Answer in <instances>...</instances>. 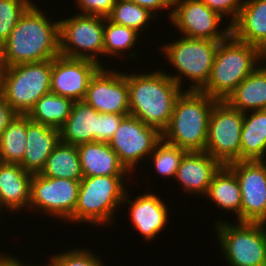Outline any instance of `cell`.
Instances as JSON below:
<instances>
[{
  "label": "cell",
  "mask_w": 266,
  "mask_h": 266,
  "mask_svg": "<svg viewBox=\"0 0 266 266\" xmlns=\"http://www.w3.org/2000/svg\"><path fill=\"white\" fill-rule=\"evenodd\" d=\"M35 4L20 18L1 46L3 67L52 60L59 52V21L49 22Z\"/></svg>",
  "instance_id": "cell-1"
},
{
  "label": "cell",
  "mask_w": 266,
  "mask_h": 266,
  "mask_svg": "<svg viewBox=\"0 0 266 266\" xmlns=\"http://www.w3.org/2000/svg\"><path fill=\"white\" fill-rule=\"evenodd\" d=\"M129 115L161 133L170 123L174 103L182 88L167 73L156 72L127 75Z\"/></svg>",
  "instance_id": "cell-2"
},
{
  "label": "cell",
  "mask_w": 266,
  "mask_h": 266,
  "mask_svg": "<svg viewBox=\"0 0 266 266\" xmlns=\"http://www.w3.org/2000/svg\"><path fill=\"white\" fill-rule=\"evenodd\" d=\"M217 101L202 91H182L162 138L187 152L205 151L209 117Z\"/></svg>",
  "instance_id": "cell-3"
},
{
  "label": "cell",
  "mask_w": 266,
  "mask_h": 266,
  "mask_svg": "<svg viewBox=\"0 0 266 266\" xmlns=\"http://www.w3.org/2000/svg\"><path fill=\"white\" fill-rule=\"evenodd\" d=\"M261 60L259 48L241 42L231 34L219 42L209 80L201 91L218 101H225Z\"/></svg>",
  "instance_id": "cell-4"
},
{
  "label": "cell",
  "mask_w": 266,
  "mask_h": 266,
  "mask_svg": "<svg viewBox=\"0 0 266 266\" xmlns=\"http://www.w3.org/2000/svg\"><path fill=\"white\" fill-rule=\"evenodd\" d=\"M52 60L21 63L0 71V94L19 115H27L36 102L51 92Z\"/></svg>",
  "instance_id": "cell-5"
},
{
  "label": "cell",
  "mask_w": 266,
  "mask_h": 266,
  "mask_svg": "<svg viewBox=\"0 0 266 266\" xmlns=\"http://www.w3.org/2000/svg\"><path fill=\"white\" fill-rule=\"evenodd\" d=\"M123 178V176H84L80 180L78 201L72 214V221L80 223L82 221L92 225L112 223L116 209L120 204H124L126 190Z\"/></svg>",
  "instance_id": "cell-6"
},
{
  "label": "cell",
  "mask_w": 266,
  "mask_h": 266,
  "mask_svg": "<svg viewBox=\"0 0 266 266\" xmlns=\"http://www.w3.org/2000/svg\"><path fill=\"white\" fill-rule=\"evenodd\" d=\"M219 42L183 36L168 45H162L167 60L179 72V75H167L180 87L181 77L186 76L193 82L188 91H201L209 80Z\"/></svg>",
  "instance_id": "cell-7"
},
{
  "label": "cell",
  "mask_w": 266,
  "mask_h": 266,
  "mask_svg": "<svg viewBox=\"0 0 266 266\" xmlns=\"http://www.w3.org/2000/svg\"><path fill=\"white\" fill-rule=\"evenodd\" d=\"M221 251L229 266H266V240L261 223L216 222Z\"/></svg>",
  "instance_id": "cell-8"
},
{
  "label": "cell",
  "mask_w": 266,
  "mask_h": 266,
  "mask_svg": "<svg viewBox=\"0 0 266 266\" xmlns=\"http://www.w3.org/2000/svg\"><path fill=\"white\" fill-rule=\"evenodd\" d=\"M105 17L76 14L59 21V52L69 58L88 59L100 64L104 55Z\"/></svg>",
  "instance_id": "cell-9"
},
{
  "label": "cell",
  "mask_w": 266,
  "mask_h": 266,
  "mask_svg": "<svg viewBox=\"0 0 266 266\" xmlns=\"http://www.w3.org/2000/svg\"><path fill=\"white\" fill-rule=\"evenodd\" d=\"M244 113L226 101H217L210 113L205 152L222 165L240 161Z\"/></svg>",
  "instance_id": "cell-10"
},
{
  "label": "cell",
  "mask_w": 266,
  "mask_h": 266,
  "mask_svg": "<svg viewBox=\"0 0 266 266\" xmlns=\"http://www.w3.org/2000/svg\"><path fill=\"white\" fill-rule=\"evenodd\" d=\"M79 186L80 180L33 174L28 208H39L40 212L71 222L78 201Z\"/></svg>",
  "instance_id": "cell-11"
},
{
  "label": "cell",
  "mask_w": 266,
  "mask_h": 266,
  "mask_svg": "<svg viewBox=\"0 0 266 266\" xmlns=\"http://www.w3.org/2000/svg\"><path fill=\"white\" fill-rule=\"evenodd\" d=\"M161 139L162 133L158 129L128 115L121 121L109 145L125 168L133 172L131 170L154 151Z\"/></svg>",
  "instance_id": "cell-12"
},
{
  "label": "cell",
  "mask_w": 266,
  "mask_h": 266,
  "mask_svg": "<svg viewBox=\"0 0 266 266\" xmlns=\"http://www.w3.org/2000/svg\"><path fill=\"white\" fill-rule=\"evenodd\" d=\"M241 190V208L237 222L266 220V161H235L227 165Z\"/></svg>",
  "instance_id": "cell-13"
},
{
  "label": "cell",
  "mask_w": 266,
  "mask_h": 266,
  "mask_svg": "<svg viewBox=\"0 0 266 266\" xmlns=\"http://www.w3.org/2000/svg\"><path fill=\"white\" fill-rule=\"evenodd\" d=\"M173 7L169 18L184 37L221 42L231 35V26L228 24L220 30L218 26L223 17L201 0H173Z\"/></svg>",
  "instance_id": "cell-14"
},
{
  "label": "cell",
  "mask_w": 266,
  "mask_h": 266,
  "mask_svg": "<svg viewBox=\"0 0 266 266\" xmlns=\"http://www.w3.org/2000/svg\"><path fill=\"white\" fill-rule=\"evenodd\" d=\"M101 67L91 78L84 101L98 113L129 114L126 73Z\"/></svg>",
  "instance_id": "cell-15"
},
{
  "label": "cell",
  "mask_w": 266,
  "mask_h": 266,
  "mask_svg": "<svg viewBox=\"0 0 266 266\" xmlns=\"http://www.w3.org/2000/svg\"><path fill=\"white\" fill-rule=\"evenodd\" d=\"M102 66L92 60L58 55L52 59L51 92L73 101L84 100L91 78Z\"/></svg>",
  "instance_id": "cell-16"
},
{
  "label": "cell",
  "mask_w": 266,
  "mask_h": 266,
  "mask_svg": "<svg viewBox=\"0 0 266 266\" xmlns=\"http://www.w3.org/2000/svg\"><path fill=\"white\" fill-rule=\"evenodd\" d=\"M222 164L205 151L186 152L177 169L176 179L185 192L206 195L213 176Z\"/></svg>",
  "instance_id": "cell-17"
},
{
  "label": "cell",
  "mask_w": 266,
  "mask_h": 266,
  "mask_svg": "<svg viewBox=\"0 0 266 266\" xmlns=\"http://www.w3.org/2000/svg\"><path fill=\"white\" fill-rule=\"evenodd\" d=\"M127 192L123 202L130 204V216L133 226L139 230L145 240H153L168 221V209L162 199L153 193L137 196L130 200Z\"/></svg>",
  "instance_id": "cell-18"
},
{
  "label": "cell",
  "mask_w": 266,
  "mask_h": 266,
  "mask_svg": "<svg viewBox=\"0 0 266 266\" xmlns=\"http://www.w3.org/2000/svg\"><path fill=\"white\" fill-rule=\"evenodd\" d=\"M26 138L27 147L20 165L31 174H39L60 142L59 129L32 121L26 115Z\"/></svg>",
  "instance_id": "cell-19"
},
{
  "label": "cell",
  "mask_w": 266,
  "mask_h": 266,
  "mask_svg": "<svg viewBox=\"0 0 266 266\" xmlns=\"http://www.w3.org/2000/svg\"><path fill=\"white\" fill-rule=\"evenodd\" d=\"M77 151L83 176H126L129 173L109 143H83L77 145Z\"/></svg>",
  "instance_id": "cell-20"
},
{
  "label": "cell",
  "mask_w": 266,
  "mask_h": 266,
  "mask_svg": "<svg viewBox=\"0 0 266 266\" xmlns=\"http://www.w3.org/2000/svg\"><path fill=\"white\" fill-rule=\"evenodd\" d=\"M231 34L262 51L266 46V0H244Z\"/></svg>",
  "instance_id": "cell-21"
},
{
  "label": "cell",
  "mask_w": 266,
  "mask_h": 266,
  "mask_svg": "<svg viewBox=\"0 0 266 266\" xmlns=\"http://www.w3.org/2000/svg\"><path fill=\"white\" fill-rule=\"evenodd\" d=\"M32 176L20 164H0V201L7 210L29 206Z\"/></svg>",
  "instance_id": "cell-22"
},
{
  "label": "cell",
  "mask_w": 266,
  "mask_h": 266,
  "mask_svg": "<svg viewBox=\"0 0 266 266\" xmlns=\"http://www.w3.org/2000/svg\"><path fill=\"white\" fill-rule=\"evenodd\" d=\"M59 132L60 141L71 145L97 141L98 112L84 100L74 101L71 113Z\"/></svg>",
  "instance_id": "cell-23"
},
{
  "label": "cell",
  "mask_w": 266,
  "mask_h": 266,
  "mask_svg": "<svg viewBox=\"0 0 266 266\" xmlns=\"http://www.w3.org/2000/svg\"><path fill=\"white\" fill-rule=\"evenodd\" d=\"M257 67L225 100L242 113L266 109V65Z\"/></svg>",
  "instance_id": "cell-24"
},
{
  "label": "cell",
  "mask_w": 266,
  "mask_h": 266,
  "mask_svg": "<svg viewBox=\"0 0 266 266\" xmlns=\"http://www.w3.org/2000/svg\"><path fill=\"white\" fill-rule=\"evenodd\" d=\"M240 161H264L266 154V109L244 113Z\"/></svg>",
  "instance_id": "cell-25"
},
{
  "label": "cell",
  "mask_w": 266,
  "mask_h": 266,
  "mask_svg": "<svg viewBox=\"0 0 266 266\" xmlns=\"http://www.w3.org/2000/svg\"><path fill=\"white\" fill-rule=\"evenodd\" d=\"M206 196L219 208L235 212L237 216L240 214V185L235 173L227 165H222L215 173Z\"/></svg>",
  "instance_id": "cell-26"
},
{
  "label": "cell",
  "mask_w": 266,
  "mask_h": 266,
  "mask_svg": "<svg viewBox=\"0 0 266 266\" xmlns=\"http://www.w3.org/2000/svg\"><path fill=\"white\" fill-rule=\"evenodd\" d=\"M40 174L45 177L81 180L84 176L77 146L60 141L47 158Z\"/></svg>",
  "instance_id": "cell-27"
},
{
  "label": "cell",
  "mask_w": 266,
  "mask_h": 266,
  "mask_svg": "<svg viewBox=\"0 0 266 266\" xmlns=\"http://www.w3.org/2000/svg\"><path fill=\"white\" fill-rule=\"evenodd\" d=\"M74 101L49 92L43 95L27 114L32 121L60 129L71 113Z\"/></svg>",
  "instance_id": "cell-28"
},
{
  "label": "cell",
  "mask_w": 266,
  "mask_h": 266,
  "mask_svg": "<svg viewBox=\"0 0 266 266\" xmlns=\"http://www.w3.org/2000/svg\"><path fill=\"white\" fill-rule=\"evenodd\" d=\"M26 115H16L0 136L2 163L20 164L26 151Z\"/></svg>",
  "instance_id": "cell-29"
},
{
  "label": "cell",
  "mask_w": 266,
  "mask_h": 266,
  "mask_svg": "<svg viewBox=\"0 0 266 266\" xmlns=\"http://www.w3.org/2000/svg\"><path fill=\"white\" fill-rule=\"evenodd\" d=\"M149 9L139 6L129 0H116L115 5L107 17L111 22L136 30L138 33L145 27L148 20L154 19ZM144 26V27H143Z\"/></svg>",
  "instance_id": "cell-30"
},
{
  "label": "cell",
  "mask_w": 266,
  "mask_h": 266,
  "mask_svg": "<svg viewBox=\"0 0 266 266\" xmlns=\"http://www.w3.org/2000/svg\"><path fill=\"white\" fill-rule=\"evenodd\" d=\"M140 34L123 25L115 24L108 18L104 26V55H120L122 51L130 50L137 43Z\"/></svg>",
  "instance_id": "cell-31"
},
{
  "label": "cell",
  "mask_w": 266,
  "mask_h": 266,
  "mask_svg": "<svg viewBox=\"0 0 266 266\" xmlns=\"http://www.w3.org/2000/svg\"><path fill=\"white\" fill-rule=\"evenodd\" d=\"M186 152V150L168 143L162 138L149 155V158L153 157V166L156 173L163 177H176L177 169Z\"/></svg>",
  "instance_id": "cell-32"
},
{
  "label": "cell",
  "mask_w": 266,
  "mask_h": 266,
  "mask_svg": "<svg viewBox=\"0 0 266 266\" xmlns=\"http://www.w3.org/2000/svg\"><path fill=\"white\" fill-rule=\"evenodd\" d=\"M32 4L30 0H0V47Z\"/></svg>",
  "instance_id": "cell-33"
},
{
  "label": "cell",
  "mask_w": 266,
  "mask_h": 266,
  "mask_svg": "<svg viewBox=\"0 0 266 266\" xmlns=\"http://www.w3.org/2000/svg\"><path fill=\"white\" fill-rule=\"evenodd\" d=\"M92 254L91 251L85 249H74L53 255L51 259L57 266H103L101 258L99 259L96 257L97 255Z\"/></svg>",
  "instance_id": "cell-34"
},
{
  "label": "cell",
  "mask_w": 266,
  "mask_h": 266,
  "mask_svg": "<svg viewBox=\"0 0 266 266\" xmlns=\"http://www.w3.org/2000/svg\"><path fill=\"white\" fill-rule=\"evenodd\" d=\"M129 114L98 113L97 142L109 143L121 121Z\"/></svg>",
  "instance_id": "cell-35"
},
{
  "label": "cell",
  "mask_w": 266,
  "mask_h": 266,
  "mask_svg": "<svg viewBox=\"0 0 266 266\" xmlns=\"http://www.w3.org/2000/svg\"><path fill=\"white\" fill-rule=\"evenodd\" d=\"M204 4H206L211 10L218 13L221 17L225 15L231 16L232 19L229 23L232 26L237 20L240 10L243 5V0H201Z\"/></svg>",
  "instance_id": "cell-36"
},
{
  "label": "cell",
  "mask_w": 266,
  "mask_h": 266,
  "mask_svg": "<svg viewBox=\"0 0 266 266\" xmlns=\"http://www.w3.org/2000/svg\"><path fill=\"white\" fill-rule=\"evenodd\" d=\"M78 5L82 13L81 15L101 16L107 18L116 0H77Z\"/></svg>",
  "instance_id": "cell-37"
},
{
  "label": "cell",
  "mask_w": 266,
  "mask_h": 266,
  "mask_svg": "<svg viewBox=\"0 0 266 266\" xmlns=\"http://www.w3.org/2000/svg\"><path fill=\"white\" fill-rule=\"evenodd\" d=\"M18 115L0 94V136L10 122Z\"/></svg>",
  "instance_id": "cell-38"
},
{
  "label": "cell",
  "mask_w": 266,
  "mask_h": 266,
  "mask_svg": "<svg viewBox=\"0 0 266 266\" xmlns=\"http://www.w3.org/2000/svg\"><path fill=\"white\" fill-rule=\"evenodd\" d=\"M141 7L149 9L151 12L157 10L173 8V0H129Z\"/></svg>",
  "instance_id": "cell-39"
},
{
  "label": "cell",
  "mask_w": 266,
  "mask_h": 266,
  "mask_svg": "<svg viewBox=\"0 0 266 266\" xmlns=\"http://www.w3.org/2000/svg\"><path fill=\"white\" fill-rule=\"evenodd\" d=\"M0 266H20L10 255L0 254Z\"/></svg>",
  "instance_id": "cell-40"
},
{
  "label": "cell",
  "mask_w": 266,
  "mask_h": 266,
  "mask_svg": "<svg viewBox=\"0 0 266 266\" xmlns=\"http://www.w3.org/2000/svg\"><path fill=\"white\" fill-rule=\"evenodd\" d=\"M20 266H24V264L23 263H21V261L19 260V259H17L15 256L14 257H12ZM50 264H48V265H46V266H57L56 264H55V262L50 258V262H49ZM29 266H31V265H29ZM35 266V265H34ZM41 266V265H40ZM45 266V265H44Z\"/></svg>",
  "instance_id": "cell-41"
},
{
  "label": "cell",
  "mask_w": 266,
  "mask_h": 266,
  "mask_svg": "<svg viewBox=\"0 0 266 266\" xmlns=\"http://www.w3.org/2000/svg\"><path fill=\"white\" fill-rule=\"evenodd\" d=\"M260 223H261L262 229L264 231V236H265V240H266V220L261 221Z\"/></svg>",
  "instance_id": "cell-42"
},
{
  "label": "cell",
  "mask_w": 266,
  "mask_h": 266,
  "mask_svg": "<svg viewBox=\"0 0 266 266\" xmlns=\"http://www.w3.org/2000/svg\"><path fill=\"white\" fill-rule=\"evenodd\" d=\"M261 56H262V60H266V46H265L264 49L261 51Z\"/></svg>",
  "instance_id": "cell-43"
},
{
  "label": "cell",
  "mask_w": 266,
  "mask_h": 266,
  "mask_svg": "<svg viewBox=\"0 0 266 266\" xmlns=\"http://www.w3.org/2000/svg\"><path fill=\"white\" fill-rule=\"evenodd\" d=\"M3 68V64H2V59H1V47H0V71L2 70Z\"/></svg>",
  "instance_id": "cell-44"
},
{
  "label": "cell",
  "mask_w": 266,
  "mask_h": 266,
  "mask_svg": "<svg viewBox=\"0 0 266 266\" xmlns=\"http://www.w3.org/2000/svg\"><path fill=\"white\" fill-rule=\"evenodd\" d=\"M2 208L5 209V207L2 205V203H1V201H0V212L2 211V210H1Z\"/></svg>",
  "instance_id": "cell-45"
}]
</instances>
